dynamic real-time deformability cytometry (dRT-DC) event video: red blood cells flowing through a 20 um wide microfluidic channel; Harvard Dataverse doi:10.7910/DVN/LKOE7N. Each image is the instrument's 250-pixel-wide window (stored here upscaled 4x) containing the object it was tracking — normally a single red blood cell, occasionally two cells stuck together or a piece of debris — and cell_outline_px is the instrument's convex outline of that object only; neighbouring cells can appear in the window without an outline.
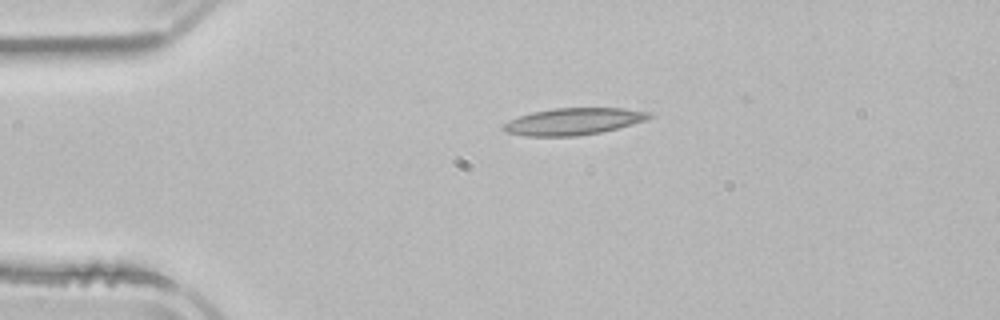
{"species": "common noctule bat (a hibernating species)", "species_latin": "Nyctalus noctula", "temperature_condition": "room temperature", "stored_images_in_passage": 2, "camera_frame_rate_fps": 3000, "um_per_image_px": 0.085, "animal": {"sex": "male", "body_mass_g": 21.5, "forearm_length_mm": 52.0}, "frame": {"image": 1, "passage_image": 1, "time_ms": 0.0, "image_size_px": [1000, 320], "cell_outline_px": [[656, 116], [632, 124], [600, 132], [576, 136], [528, 136], [504, 132], [500, 128], [504, 124], [520, 116], [532, 112], [552, 108], [624, 108], [652, 112]], "centroid_in_image_um": [48.76, 10.31], "position_along_channel_um": 36.2, "area_um2": 22.77}}